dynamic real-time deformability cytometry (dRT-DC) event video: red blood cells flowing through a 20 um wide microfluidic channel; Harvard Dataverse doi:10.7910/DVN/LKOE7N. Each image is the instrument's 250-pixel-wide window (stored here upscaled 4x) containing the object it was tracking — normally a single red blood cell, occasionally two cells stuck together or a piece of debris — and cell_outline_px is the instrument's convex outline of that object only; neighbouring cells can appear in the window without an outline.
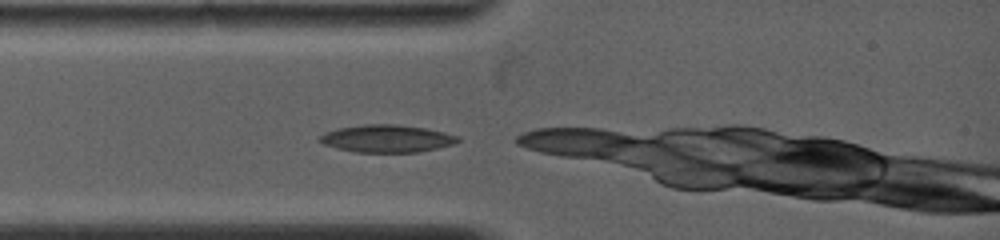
{"species": "common noctule bat (a hibernating species)", "species_latin": "Nyctalus noctula", "temperature_condition": "warm", "stored_images_in_passage": 14, "camera_frame_rate_fps": 5000, "um_per_image_px": 0.085, "animal": {"sex": "female", "body_mass_g": 19.0, "forearm_length_mm": 53.3}, "frame": {"image": 1, "passage_image": 1, "time_ms": 0.0, "image_size_px": [1000, 240], "cell_outline_px": [[460, 140], [452, 144], [436, 148], [416, 152], [356, 152], [336, 148], [324, 144], [316, 140], [324, 132], [336, 128], [364, 124], [392, 124], [424, 128], [444, 132], [460, 136]], "centroid_in_image_um": [32.83, 11.77], "position_along_channel_um": 52.2, "area_um2": 22.08}}